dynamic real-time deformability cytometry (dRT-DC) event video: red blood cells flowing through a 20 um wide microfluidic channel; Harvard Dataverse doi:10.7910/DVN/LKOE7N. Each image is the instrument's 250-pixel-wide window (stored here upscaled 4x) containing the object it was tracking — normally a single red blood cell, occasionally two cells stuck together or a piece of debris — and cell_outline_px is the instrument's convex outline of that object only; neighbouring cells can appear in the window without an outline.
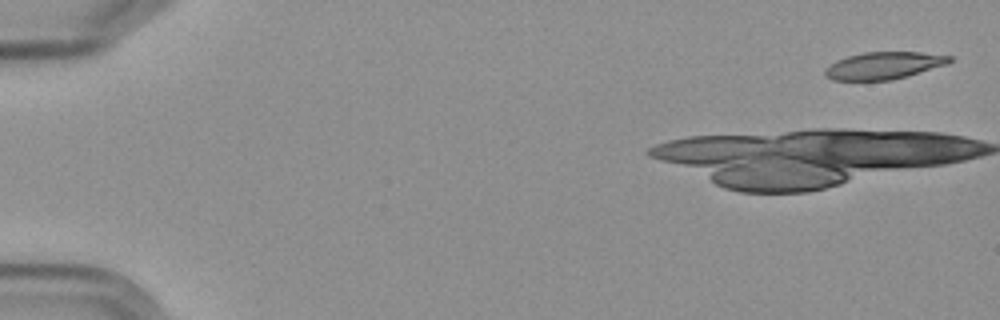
{"species": "Egyptian fruit bat (a non-hibernating species)", "species_latin": "Rousettus aegyptiacus", "temperature_condition": "cold", "stored_images_in_passage": 5, "camera_frame_rate_fps": 3000, "um_per_image_px": 0.085, "frame": {"image": 1, "passage_image": 1, "time_ms": 0.0, "image_size_px": [1000, 320], "cell_outline_px": [[952, 60], [948, 64], [908, 76], [892, 80], [832, 80], [824, 76], [824, 68], [836, 60], [848, 56], [864, 52], [920, 52], [952, 56]], "centroid_in_image_um": [75.11, 5.57], "position_along_channel_um": 9.9, "area_um2": 19.88}}